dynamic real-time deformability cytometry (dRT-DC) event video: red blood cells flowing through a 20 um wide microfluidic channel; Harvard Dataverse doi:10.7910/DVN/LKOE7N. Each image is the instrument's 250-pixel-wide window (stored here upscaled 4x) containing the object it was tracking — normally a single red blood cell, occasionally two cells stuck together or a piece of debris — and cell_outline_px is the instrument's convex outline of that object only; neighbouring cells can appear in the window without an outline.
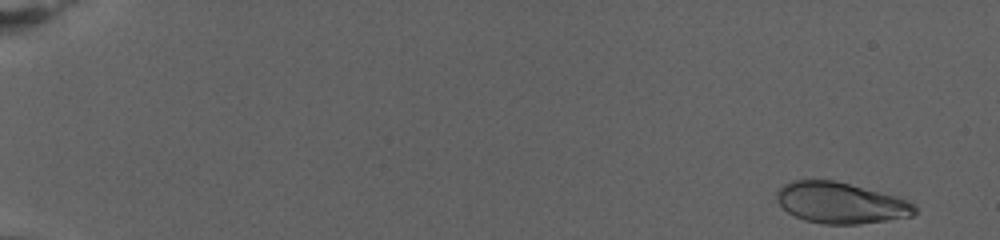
{"species": "human", "species_latin": "Homo sapiens", "temperature_condition": "warm", "stored_images_in_passage": 76, "camera_frame_rate_fps": 3000, "um_per_image_px": 0.085, "donor": {"sex": "female"}, "frame": {"image": 1, "passage_image": 2, "time_ms": 0.333, "image_size_px": [1000, 240], "cell_outline_px": [[916, 212], [912, 216], [888, 220], [860, 224], [824, 224], [804, 220], [788, 212], [776, 200], [776, 192], [784, 184], [792, 180], [832, 180], [896, 196], [908, 200], [916, 208]], "centroid_in_image_um": [71.44, 17.25], "position_along_channel_um": 13.6, "area_um2": 32.77}}
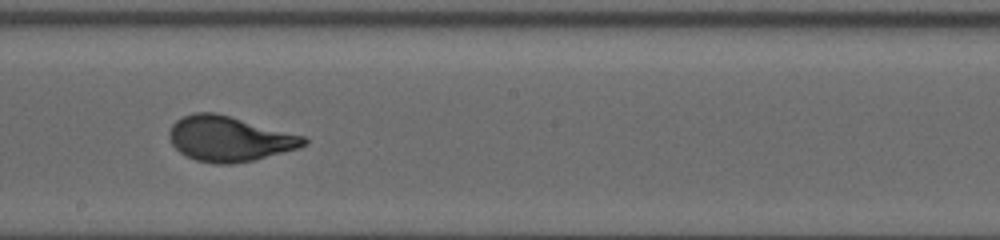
{"frame": {"image": 2, "passage_image": 45, "time_ms": 14.667, "image_size_px": [1000, 240], "cell_outline_px": [[308, 144], [300, 148], [256, 160], [232, 164], [216, 164], [196, 160], [180, 152], [172, 144], [168, 136], [168, 132], [172, 124], [176, 120], [192, 112], [216, 112], [304, 136], [308, 140]], "centroid_in_image_um": [19.5, 11.8], "position_along_channel_um": 228.7, "area_um2": 35.6}}
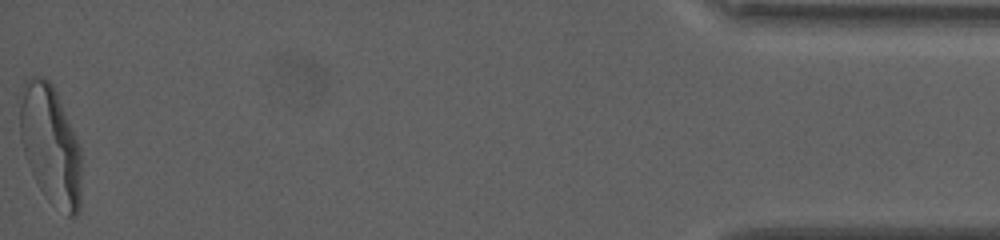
{"frame": {"image": 3, "passage_image": 76, "time_ms": 25.0, "image_size_px": [1000, 240], "cell_outline_px": [[80, 208], [76, 216], [68, 216], [48, 200], [44, 196], [28, 164], [20, 140], [20, 104], [24, 84], [32, 76], [44, 76], [52, 84], [56, 92], [80, 144]], "centroid_in_image_um": [4.3, 12.32], "position_along_channel_um": 430.9, "area_um2": 42.43}, "authors_computed_cell_mechanics": {"area_um2": 34.6222, "velocity_mm_per_s": 2.7424, "shape_relaxation_time_tau1_ms": 5.3653, "shape_relaxation_time_tau2_ms": null, "deformation_change_tau1": 0.2263, "deformation_change_tau2": null}}